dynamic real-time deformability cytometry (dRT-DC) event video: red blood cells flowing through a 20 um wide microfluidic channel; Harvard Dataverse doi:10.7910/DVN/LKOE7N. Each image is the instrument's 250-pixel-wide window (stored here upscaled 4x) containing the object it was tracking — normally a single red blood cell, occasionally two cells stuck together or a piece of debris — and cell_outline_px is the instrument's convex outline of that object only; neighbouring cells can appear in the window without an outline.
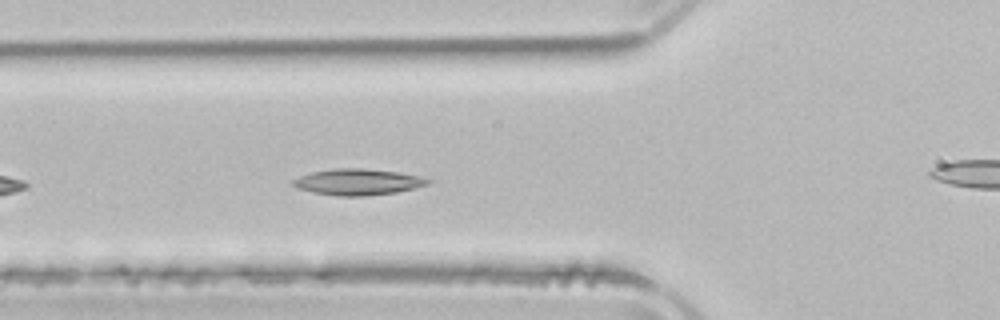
{"species": "common noctule bat (a hibernating species)", "species_latin": "Nyctalus noctula", "temperature_condition": "room temperature", "stored_images_in_passage": 28, "camera_frame_rate_fps": 3000, "um_per_image_px": 0.085, "animal": {"sex": "male", "body_mass_g": 21.5, "forearm_length_mm": 52.0}, "frame": {"image": 1, "passage_image": 6, "time_ms": 1.667, "image_size_px": [1000, 320], "cell_outline_px": [[432, 180], [428, 184], [396, 192], [364, 196], [336, 196], [312, 192], [296, 188], [292, 184], [292, 180], [300, 176], [312, 172], [332, 168], [364, 168], [396, 172], [420, 176]], "centroid_in_image_um": [30.37, 15.46], "position_along_channel_um": 95.4, "area_um2": 20.52}}
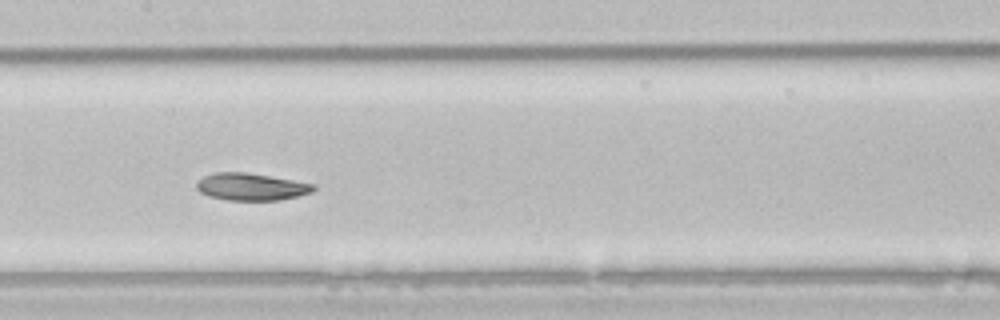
{"frame": {"image": 2, "passage_image": 13, "time_ms": 4.0, "image_size_px": [1000, 320], "cell_outline_px": [[316, 188], [312, 192], [280, 200], [228, 200], [208, 196], [200, 192], [196, 188], [196, 184], [204, 176], [212, 172], [244, 172], [316, 184]], "centroid_in_image_um": [21.33, 15.87], "position_along_channel_um": 186.1, "area_um2": 18.44}}
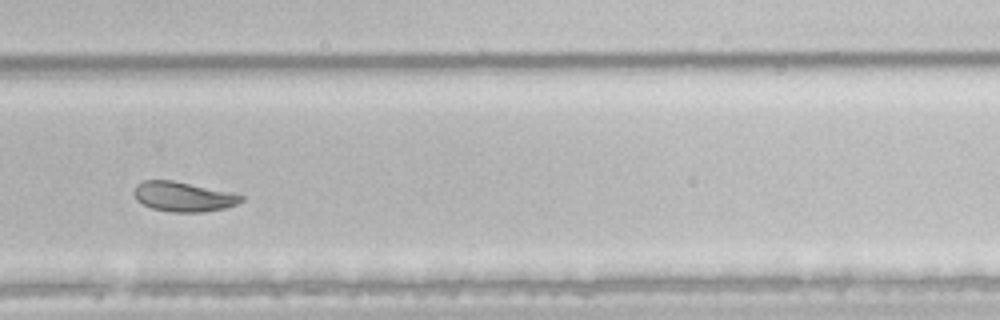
{"frame": {"image": 3, "passage_image": 23, "time_ms": 7.333, "image_size_px": [1000, 320], "cell_outline_px": [[244, 200], [236, 204], [224, 208], [204, 212], [172, 212], [152, 208], [136, 200], [132, 192], [136, 184], [144, 180], [172, 180], [232, 192], [244, 196]], "centroid_in_image_um": [15.57, 16.71], "position_along_channel_um": 314.2, "area_um2": 18.67}, "authors_computed_cell_mechanics": {"area_um2": 18.7272, "velocity_mm_per_s": 3.8639, "shape_relaxation_time_tau1_ms": 4.5053, "shape_relaxation_time_tau2_ms": 2.7226, "deformation_change_tau1": 0.1241, "deformation_change_tau2": 0.0733}}